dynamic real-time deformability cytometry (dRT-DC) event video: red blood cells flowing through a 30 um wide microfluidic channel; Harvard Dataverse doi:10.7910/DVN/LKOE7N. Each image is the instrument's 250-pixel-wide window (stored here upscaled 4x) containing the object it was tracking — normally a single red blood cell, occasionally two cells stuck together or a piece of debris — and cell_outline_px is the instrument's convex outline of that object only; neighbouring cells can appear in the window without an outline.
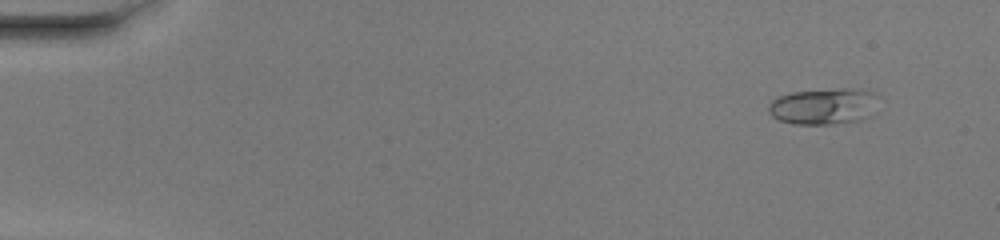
{"species": "common noctule bat (a hibernating species)", "species_latin": "Nyctalus noctula", "temperature_condition": "warm", "stored_images_in_passage": 51, "camera_frame_rate_fps": 3000, "um_per_image_px": 0.085, "animal": {"sex": "female", "body_mass_g": 20.0, "forearm_length_mm": 54.0}, "frame": {"image": 1, "passage_image": 5, "time_ms": 1.333, "image_size_px": [1000, 240], "cell_outline_px": [[880, 96], [868, 116], [856, 120], [832, 124], [792, 124], [780, 120], [772, 116], [768, 112], [768, 104], [772, 100], [780, 96], [792, 92], [840, 88], [860, 88], [872, 92]], "centroid_in_image_um": [69.99, 9.01], "position_along_channel_um": 15.0, "area_um2": 23.18}}
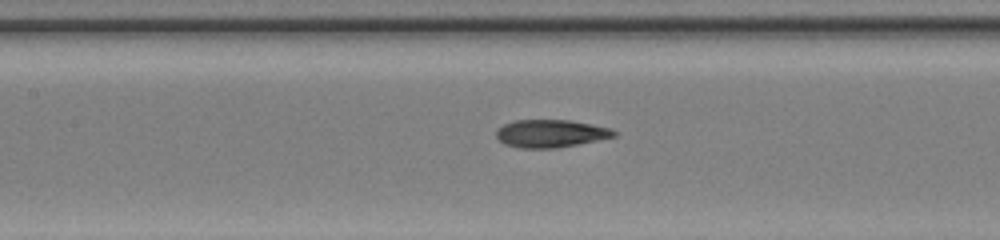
{"frame": {"image": 2, "passage_image": 25, "time_ms": 8.0, "image_size_px": [1000, 240], "cell_outline_px": [[620, 132], [616, 136], [556, 148], [520, 148], [504, 144], [496, 136], [496, 132], [504, 124], [516, 120], [572, 120], [612, 128]], "centroid_in_image_um": [46.85, 11.34], "position_along_channel_um": 160.5, "area_um2": 19.02}}
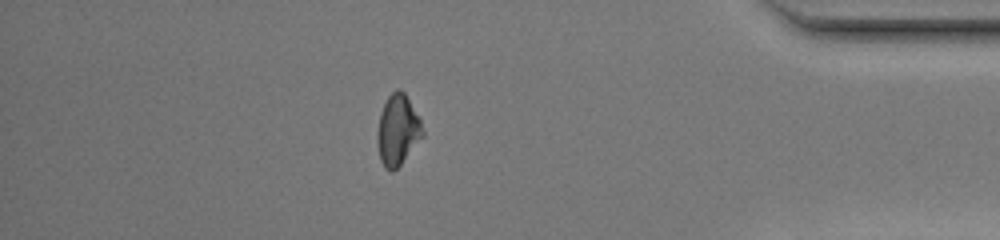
{"frame": {"image": 3, "passage_image": 45, "time_ms": 14.667, "image_size_px": [1000, 240], "cell_outline_px": [[424, 136], [400, 164], [392, 172], [384, 168], [380, 160], [376, 140], [376, 136], [380, 112], [388, 96], [396, 88], [400, 88], [404, 92], [420, 116], [424, 132]], "centroid_in_image_um": [33.81, 11.04], "position_along_channel_um": 401.4, "area_um2": 18.96}, "authors_computed_cell_mechanics": {"area_um2": 19.0162, "velocity_mm_per_s": 4.1271, "shape_relaxation_time_tau1_ms": 8.5791, "shape_relaxation_time_tau2_ms": 1.7938, "deformation_change_tau1": 0.2627, "deformation_change_tau2": 0.0855}}